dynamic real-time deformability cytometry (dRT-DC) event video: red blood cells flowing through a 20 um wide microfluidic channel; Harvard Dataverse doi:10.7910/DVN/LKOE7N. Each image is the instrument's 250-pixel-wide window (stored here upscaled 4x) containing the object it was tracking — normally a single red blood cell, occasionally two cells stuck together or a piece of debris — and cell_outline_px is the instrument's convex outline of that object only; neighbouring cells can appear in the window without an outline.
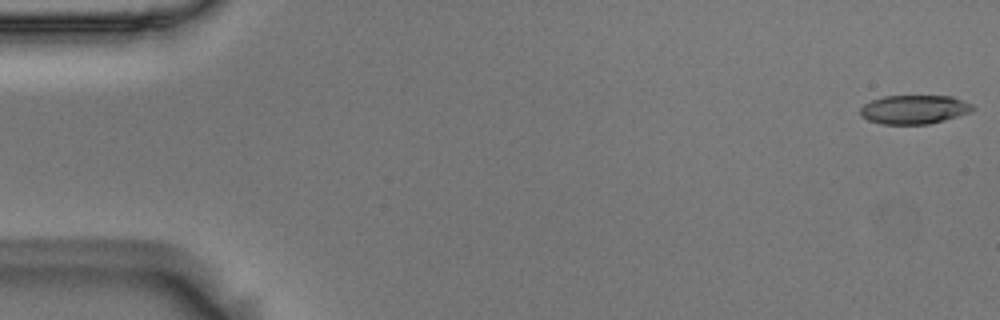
{"species": "Egyptian fruit bat (a non-hibernating species)", "species_latin": "Rousettus aegyptiacus", "temperature_condition": "room temperature", "stored_images_in_passage": 55, "camera_frame_rate_fps": 3000, "um_per_image_px": 0.085, "animal": {"sex": "male"}, "frame": {"image": 1, "passage_image": 1, "time_ms": 0.0, "image_size_px": [1000, 320], "cell_outline_px": [[976, 108], [972, 112], [944, 120], [928, 124], [880, 124], [868, 120], [860, 116], [860, 108], [864, 104], [872, 100], [884, 96], [952, 96], [972, 104]], "centroid_in_image_um": [77.71, 9.31], "position_along_channel_um": 7.3, "area_um2": 19.02}}
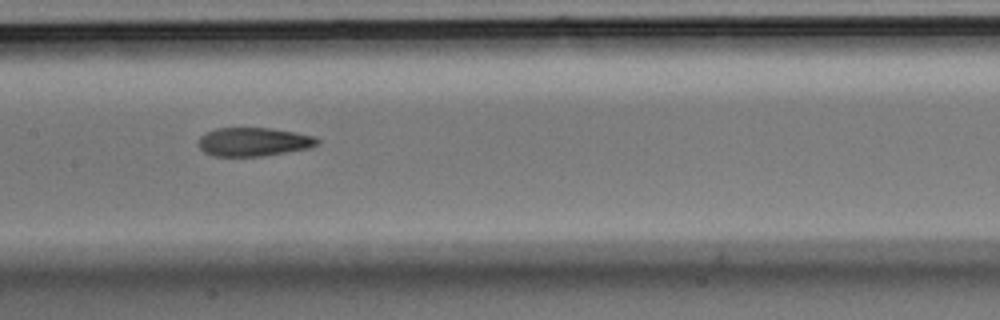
{"frame": {"image": 2, "passage_image": 27, "time_ms": 8.667, "image_size_px": [1000, 320], "cell_outline_px": [[320, 144], [308, 148], [264, 156], [212, 156], [204, 152], [200, 148], [200, 136], [204, 132], [216, 128], [268, 128], [292, 132], [312, 136], [320, 140]], "centroid_in_image_um": [21.53, 12.06], "position_along_channel_um": 185.9, "area_um2": 19.71}}
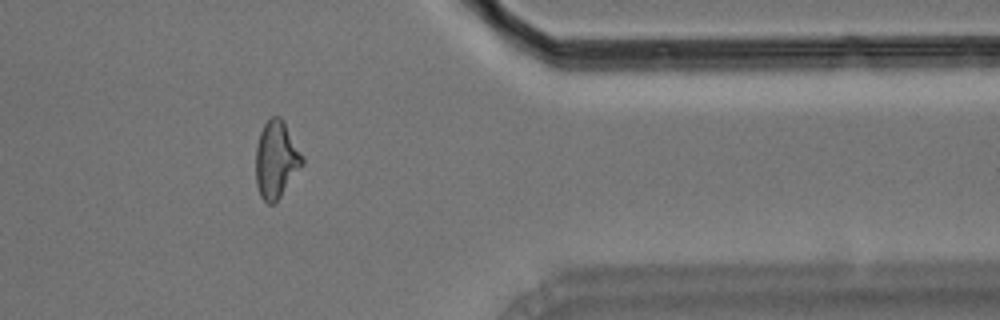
{"frame": {"image": 3, "passage_image": 45, "time_ms": 14.667, "image_size_px": [1000, 320], "cell_outline_px": [[304, 164], [280, 196], [272, 204], [268, 204], [260, 196], [256, 184], [256, 148], [260, 132], [264, 124], [272, 116], [280, 116], [284, 120], [304, 156]], "centroid_in_image_um": [23.49, 13.54], "position_along_channel_um": 387.9, "area_um2": 20.98}, "authors_computed_cell_mechanics": {"area_um2": 20.23, "velocity_mm_per_s": 3.6593, "shape_relaxation_time_tau1_ms": 6.8305, "shape_relaxation_time_tau2_ms": 1.5963, "deformation_change_tau1": 0.209, "deformation_change_tau2": 0.0995}}